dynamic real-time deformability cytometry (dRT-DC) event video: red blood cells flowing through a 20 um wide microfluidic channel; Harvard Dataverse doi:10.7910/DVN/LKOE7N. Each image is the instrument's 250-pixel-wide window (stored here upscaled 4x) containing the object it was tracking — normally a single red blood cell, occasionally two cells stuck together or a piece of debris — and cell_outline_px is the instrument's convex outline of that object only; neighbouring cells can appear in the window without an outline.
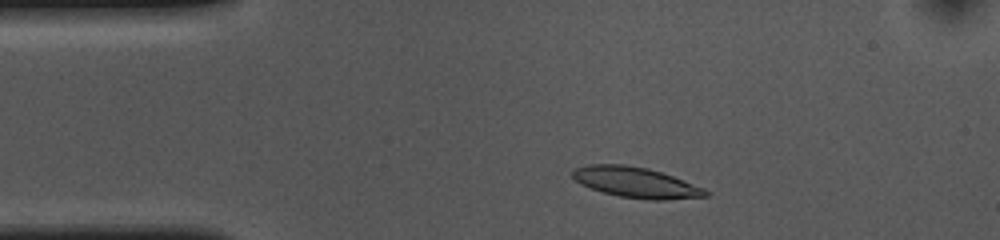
{"species": "common noctule bat (a hibernating species)", "species_latin": "Nyctalus noctula", "temperature_condition": "cold", "stored_images_in_passage": 40, "camera_frame_rate_fps": 3000, "um_per_image_px": 0.085, "animal": {"sex": "female", "body_mass_g": 10.0, "forearm_length_mm": 53.1}, "frame": {"image": 1, "passage_image": 5, "time_ms": 1.333, "image_size_px": [1000, 240], "cell_outline_px": [[708, 196], [664, 200], [648, 200], [620, 196], [604, 192], [580, 184], [572, 176], [572, 172], [576, 168], [588, 164], [624, 164], [648, 168], [672, 176], [704, 188], [708, 192]], "centroid_in_image_um": [54.04, 15.5], "position_along_channel_um": 31.0, "area_um2": 23.41}}
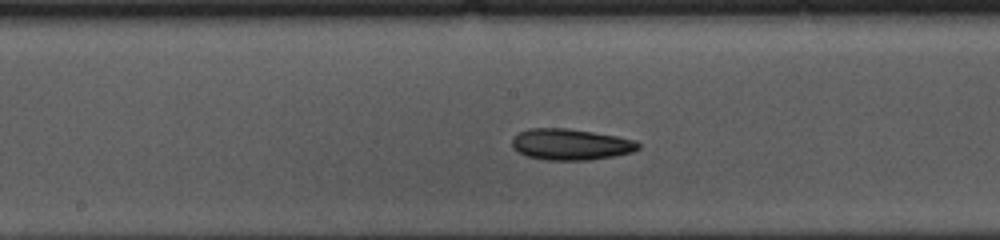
{"frame": {"image": 2, "passage_image": 22, "time_ms": 7.0, "image_size_px": [1000, 240], "cell_outline_px": [[640, 148], [632, 152], [612, 156], [588, 160], [544, 160], [528, 156], [512, 148], [512, 140], [520, 132], [528, 128], [568, 128], [616, 136], [636, 140], [640, 144]], "centroid_in_image_um": [48.51, 12.27], "position_along_channel_um": 199.7, "area_um2": 22.83}}
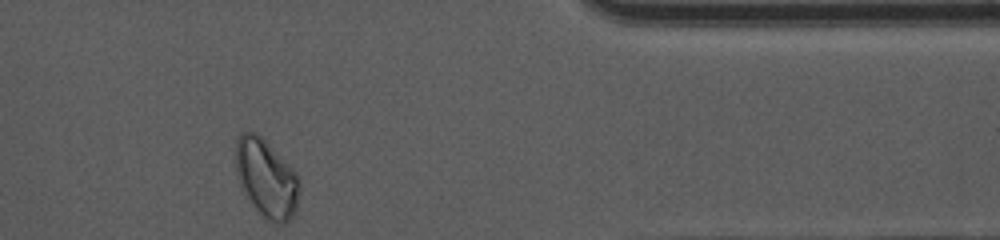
{"frame": {"image": 3, "passage_image": 40, "time_ms": 13.0, "image_size_px": [1000, 240], "cell_outline_px": [[300, 188], [296, 208], [292, 216], [284, 224], [280, 224], [268, 220], [248, 200], [236, 176], [236, 140], [240, 132], [256, 132], [300, 176]], "centroid_in_image_um": [22.64, 15.15], "position_along_channel_um": 388.8, "area_um2": 28.78}, "authors_computed_cell_mechanics": {"area_um2": 22.6287, "velocity_mm_per_s": 3.6028, "shape_relaxation_time_tau1_ms": 3.2461, "shape_relaxation_time_tau2_ms": 6.1159, "deformation_change_tau1": 0.115, "deformation_change_tau2": 0.135}}